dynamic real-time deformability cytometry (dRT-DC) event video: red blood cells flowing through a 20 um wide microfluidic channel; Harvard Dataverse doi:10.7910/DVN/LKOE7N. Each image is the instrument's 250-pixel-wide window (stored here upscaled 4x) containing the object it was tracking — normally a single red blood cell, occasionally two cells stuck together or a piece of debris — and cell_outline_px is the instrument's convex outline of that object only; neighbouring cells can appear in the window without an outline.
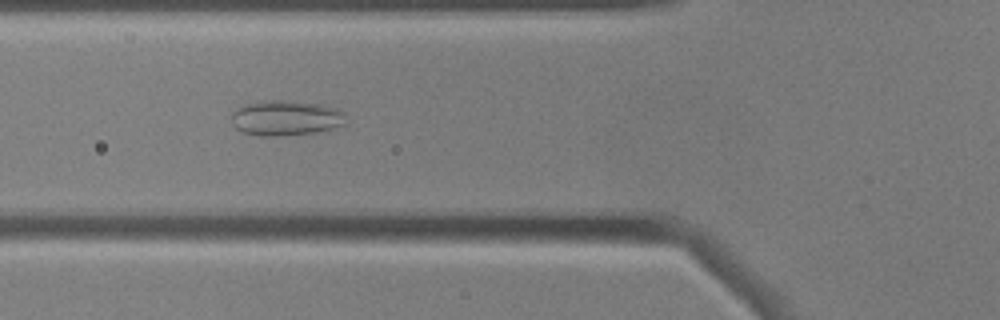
{"species": "common noctule bat (a hibernating species)", "species_latin": "Nyctalus noctula", "temperature_condition": "cold", "stored_images_in_passage": 42, "camera_frame_rate_fps": 3000, "um_per_image_px": 0.085, "animal": {"sex": "male", "body_mass_g": 17.9, "forearm_length_mm": 54.2}, "frame": {"image": 1, "passage_image": 6, "time_ms": 1.667, "image_size_px": [1000, 320], "cell_outline_px": [[348, 124], [336, 128], [316, 132], [280, 136], [260, 136], [240, 132], [232, 124], [232, 112], [240, 104], [260, 100], [296, 100], [320, 104], [336, 108], [344, 112]], "centroid_in_image_um": [24.29, 10.01], "position_along_channel_um": 101.5, "area_um2": 24.28}}
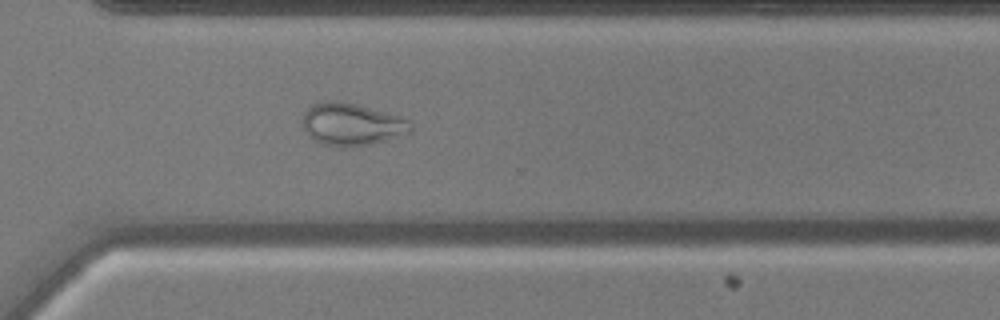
{"frame": {"image": 2, "passage_image": 26, "time_ms": 8.333, "image_size_px": [1000, 320], "cell_outline_px": [[412, 132], [372, 144], [324, 144], [312, 140], [308, 136], [304, 128], [304, 112], [316, 100], [336, 100], [356, 104], [400, 116], [408, 120], [412, 124]], "centroid_in_image_um": [29.89, 10.51], "position_along_channel_um": 340.7, "area_um2": 26.24}}
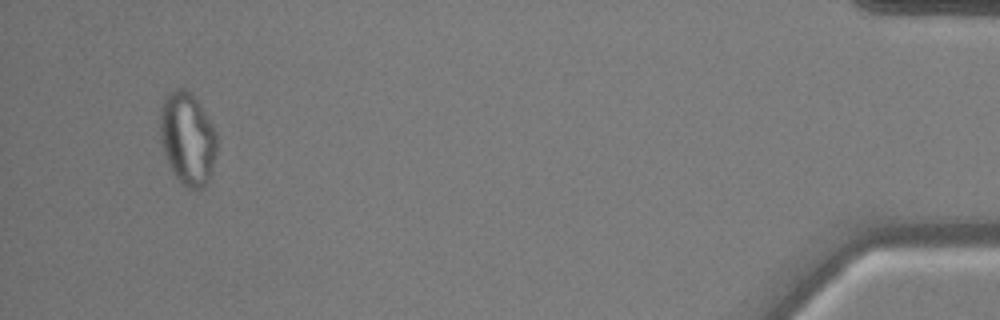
{"frame": {"image": 3, "passage_image": 39, "time_ms": 12.667, "image_size_px": [1000, 320], "cell_outline_px": [[216, 152], [208, 184], [204, 188], [188, 188], [180, 184], [172, 172], [168, 164], [160, 140], [160, 108], [168, 92], [176, 88], [184, 88], [192, 92], [212, 124], [216, 132]], "centroid_in_image_um": [15.93, 11.78], "position_along_channel_um": 419.3, "area_um2": 30.92}, "authors_computed_cell_mechanics": {"area_um2": 25.3164, "velocity_mm_per_s": 3.587, "shape_relaxation_time_tau1_ms": null, "shape_relaxation_time_tau2_ms": 1.5039, "deformation_change_tau1": null, "deformation_change_tau2": 0.0739}}